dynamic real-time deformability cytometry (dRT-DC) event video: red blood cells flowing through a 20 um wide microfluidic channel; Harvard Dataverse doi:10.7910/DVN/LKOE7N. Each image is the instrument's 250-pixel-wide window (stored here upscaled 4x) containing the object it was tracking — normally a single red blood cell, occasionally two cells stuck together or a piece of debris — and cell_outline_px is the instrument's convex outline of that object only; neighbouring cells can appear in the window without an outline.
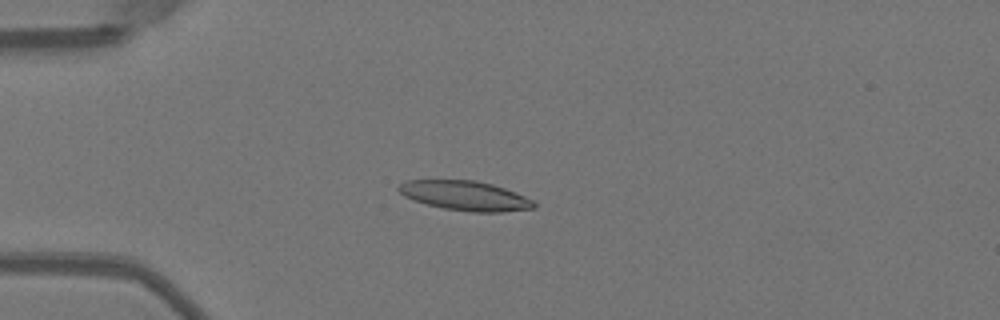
{"species": "Egyptian fruit bat (a non-hibernating species)", "species_latin": "Rousettus aegyptiacus", "temperature_condition": "warm", "stored_images_in_passage": 52, "camera_frame_rate_fps": 3000, "um_per_image_px": 0.085, "animal": {"sex": "female"}, "frame": {"image": 1, "passage_image": 14, "time_ms": 4.333, "image_size_px": [1000, 320], "cell_outline_px": [[536, 208], [504, 212], [472, 212], [444, 208], [428, 204], [404, 196], [396, 188], [400, 184], [408, 180], [476, 180], [492, 184], [504, 188], [536, 200]], "centroid_in_image_um": [39.6, 16.63], "position_along_channel_um": 45.4, "area_um2": 23.29}}
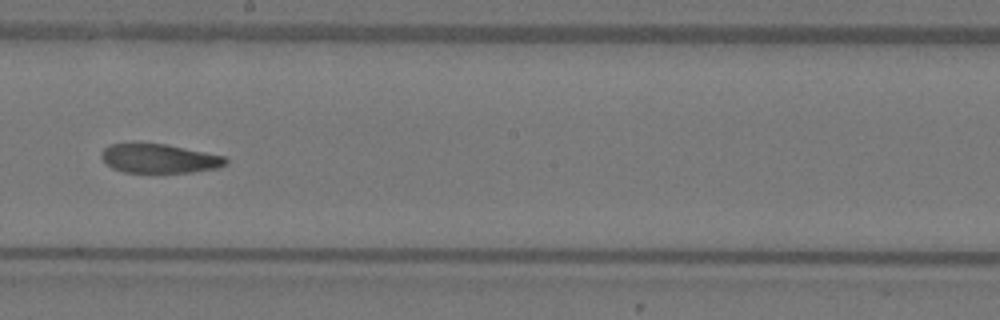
{"frame": {"image": 2, "passage_image": 30, "time_ms": 9.667, "image_size_px": [1000, 320], "cell_outline_px": [[228, 164], [216, 168], [192, 172], [124, 172], [112, 168], [100, 156], [100, 152], [108, 144], [132, 140], [168, 144], [224, 156], [228, 160]], "centroid_in_image_um": [13.47, 13.42], "position_along_channel_um": 234.7, "area_um2": 21.79}}
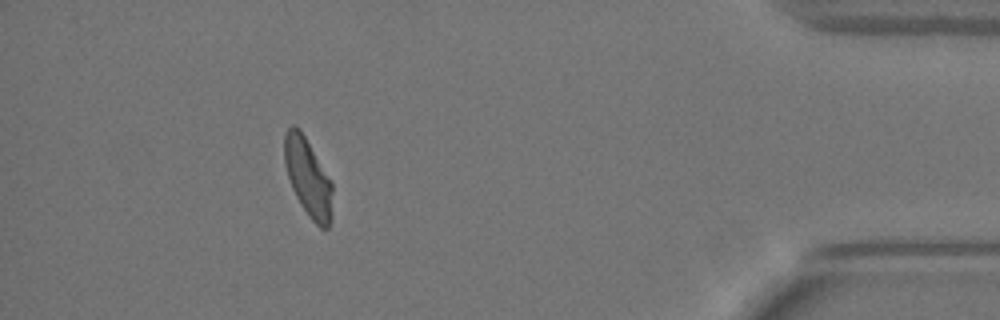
{"frame": {"image": 3, "passage_image": 47, "time_ms": 15.333, "image_size_px": [1000, 320], "cell_outline_px": [[332, 192], [328, 228], [320, 228], [308, 216], [300, 204], [292, 188], [284, 164], [284, 132], [292, 124], [296, 124], [300, 128], [332, 184]], "centroid_in_image_um": [26.13, 15.03], "position_along_channel_um": 409.1, "area_um2": 21.44}, "authors_computed_cell_mechanics": {"area_um2": 22.4553, "velocity_mm_per_s": 3.9621, "shape_relaxation_time_tau1_ms": 9.4098, "shape_relaxation_time_tau2_ms": 3.4807, "deformation_change_tau1": 0.2722, "deformation_change_tau2": 0.1039}}